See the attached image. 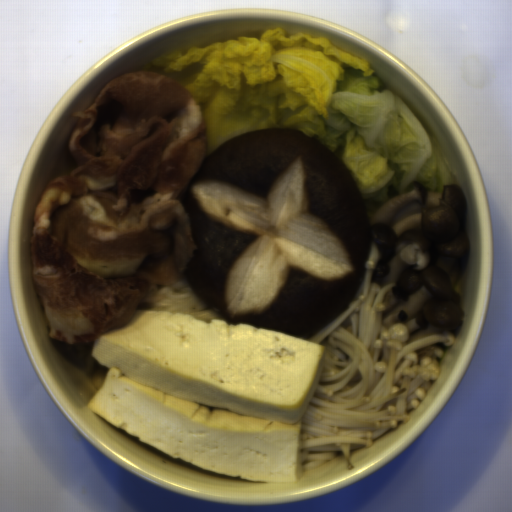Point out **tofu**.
Masks as SVG:
<instances>
[{
	"label": "tofu",
	"mask_w": 512,
	"mask_h": 512,
	"mask_svg": "<svg viewBox=\"0 0 512 512\" xmlns=\"http://www.w3.org/2000/svg\"><path fill=\"white\" fill-rule=\"evenodd\" d=\"M325 347L224 319L136 311L98 337L107 367L86 404L158 450L206 471L249 481L298 483L302 415Z\"/></svg>",
	"instance_id": "1"
}]
</instances>
